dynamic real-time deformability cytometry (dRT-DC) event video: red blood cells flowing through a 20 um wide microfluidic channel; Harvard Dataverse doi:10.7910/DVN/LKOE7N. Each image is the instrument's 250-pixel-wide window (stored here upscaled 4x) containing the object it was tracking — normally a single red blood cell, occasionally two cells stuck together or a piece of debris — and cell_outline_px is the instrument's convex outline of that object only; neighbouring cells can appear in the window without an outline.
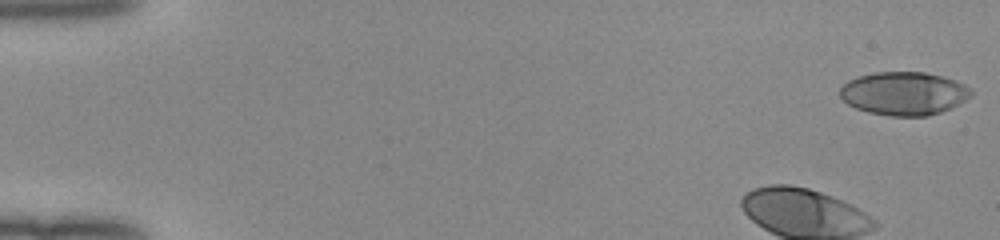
{"species": "human", "species_latin": "Homo sapiens", "temperature_condition": "room temperature", "stored_images_in_passage": 39, "camera_frame_rate_fps": 3000, "um_per_image_px": 0.085, "donor": {"sex": "female"}, "frame": {"image": 1, "passage_image": 1, "time_ms": 0.0, "image_size_px": [1000, 240], "cell_outline_px": [[972, 96], [940, 112], [928, 116], [888, 116], [868, 112], [856, 108], [848, 104], [840, 96], [840, 88], [848, 80], [860, 76], [876, 72], [924, 72], [944, 76], [964, 84], [972, 92]], "centroid_in_image_um": [76.81, 7.94], "position_along_channel_um": 8.2, "area_um2": 32.89}}
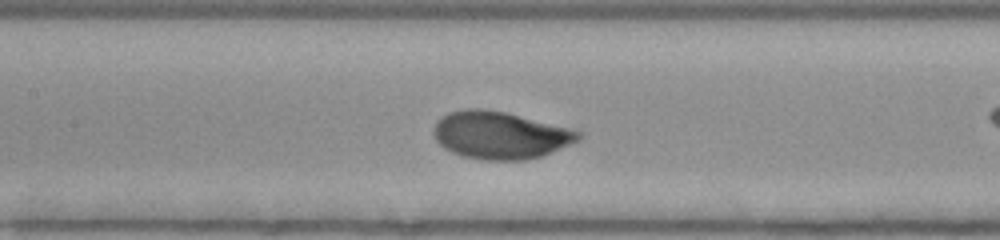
{"frame": {"image": 2, "passage_image": 22, "time_ms": 7.0, "image_size_px": [1000, 240], "cell_outline_px": [[584, 136], [580, 140], [552, 152], [528, 160], [484, 160], [460, 156], [444, 148], [436, 140], [432, 128], [436, 120], [448, 112], [468, 108], [476, 108], [504, 112], [584, 132]], "centroid_in_image_um": [42.49, 11.5], "position_along_channel_um": 164.9, "area_um2": 40.06}}
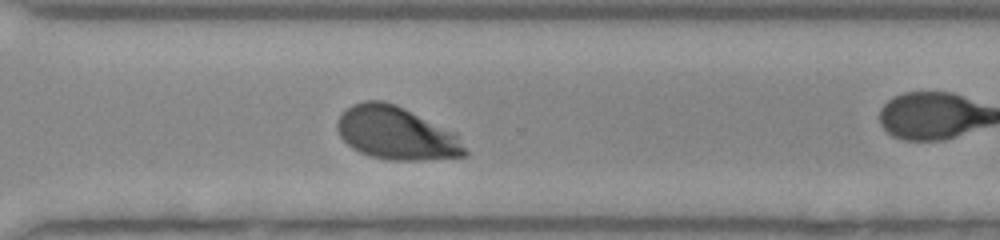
{"frame": {"image": 3, "passage_image": 35, "time_ms": 11.333, "image_size_px": [1000, 240], "cell_outline_px": [[468, 156], [416, 160], [392, 160], [368, 156], [352, 148], [340, 136], [336, 128], [336, 124], [340, 116], [352, 104], [364, 100], [380, 100], [404, 108], [456, 132], [468, 152]], "centroid_in_image_um": [33.7, 11.33], "position_along_channel_um": 336.9, "area_um2": 39.36}}